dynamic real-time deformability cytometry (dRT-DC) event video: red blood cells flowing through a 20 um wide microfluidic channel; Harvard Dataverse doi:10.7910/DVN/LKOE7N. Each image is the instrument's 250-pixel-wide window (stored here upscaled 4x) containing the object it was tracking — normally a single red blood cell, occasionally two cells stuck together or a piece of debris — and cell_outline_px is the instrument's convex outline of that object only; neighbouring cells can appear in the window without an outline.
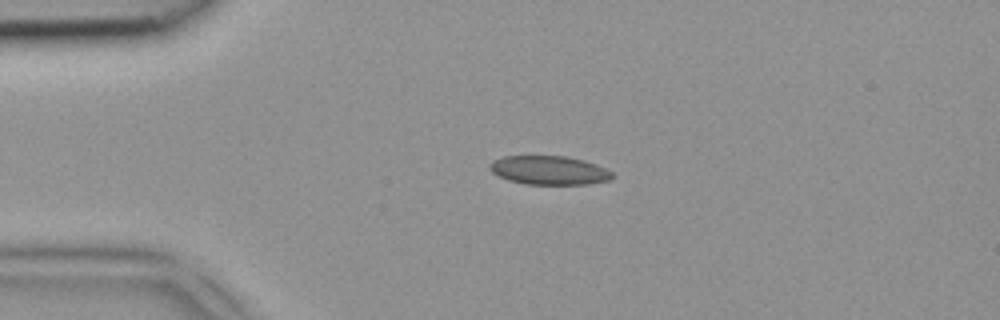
{"species": "common noctule bat (a hibernating species)", "species_latin": "Nyctalus noctula", "temperature_condition": "room temperature", "stored_images_in_passage": 1, "camera_frame_rate_fps": 3000, "um_per_image_px": 0.085, "animal": {"sex": "female", "body_mass_g": 18.4}, "frame": {"image": 1, "passage_image": 1, "time_ms": 0.0, "image_size_px": [1000, 320], "cell_outline_px": [[612, 180], [588, 184], [524, 184], [508, 180], [492, 172], [488, 168], [488, 164], [492, 160], [504, 156], [564, 156], [584, 160], [596, 164], [612, 172]], "centroid_in_image_um": [46.65, 14.47], "position_along_channel_um": 38.3, "area_um2": 20.63}}